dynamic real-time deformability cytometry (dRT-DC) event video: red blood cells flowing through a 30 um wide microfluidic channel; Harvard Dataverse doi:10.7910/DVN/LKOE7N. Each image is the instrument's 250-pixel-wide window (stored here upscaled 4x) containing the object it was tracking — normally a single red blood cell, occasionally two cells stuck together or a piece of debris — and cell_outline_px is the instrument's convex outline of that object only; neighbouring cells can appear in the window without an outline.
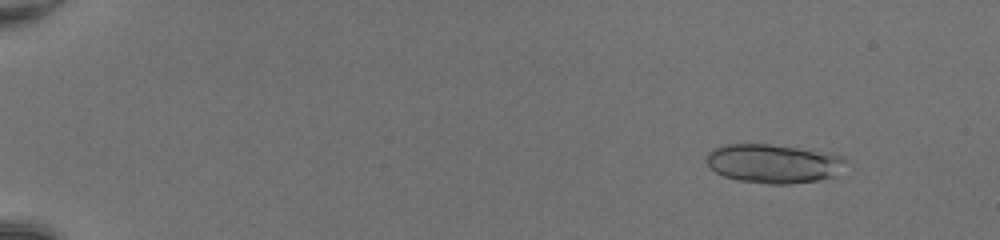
{"species": "common noctule bat (a hibernating species)", "species_latin": "Nyctalus noctula", "temperature_condition": "room temperature", "stored_images_in_passage": 52, "segment_of_instrument_passage": [1, 2], "camera_frame_rate_fps": 3000, "um_per_image_px": 0.085, "animal": {"sex": "female", "body_mass_g": 20.0, "forearm_length_mm": 54.0}, "frame": {"image": 1, "passage_image": 6, "time_ms": 1.667, "image_size_px": [1000, 240], "cell_outline_px": [[848, 160], [836, 176], [820, 180], [788, 184], [768, 184], [740, 180], [724, 176], [716, 172], [704, 160], [708, 152], [712, 148], [724, 144], [768, 144], [832, 152], [844, 156]], "centroid_in_image_um": [65.78, 13.89], "position_along_channel_um": 19.2, "area_um2": 32.02}}
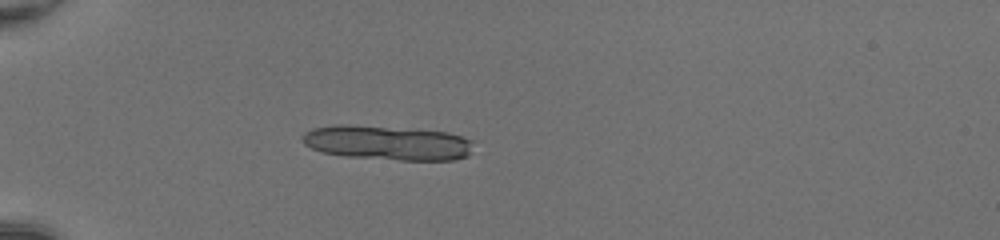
{"frame": {"image": 2, "passage_image": 17, "time_ms": 5.333, "image_size_px": [1000, 240], "cell_outline_px": [[472, 140], [468, 156], [456, 160], [400, 160], [348, 156], [324, 152], [312, 148], [304, 144], [300, 140], [300, 136], [304, 132], [312, 128], [336, 124], [348, 124], [448, 132]], "centroid_in_image_um": [32.88, 12.13], "position_along_channel_um": 52.1, "area_um2": 34.28}}